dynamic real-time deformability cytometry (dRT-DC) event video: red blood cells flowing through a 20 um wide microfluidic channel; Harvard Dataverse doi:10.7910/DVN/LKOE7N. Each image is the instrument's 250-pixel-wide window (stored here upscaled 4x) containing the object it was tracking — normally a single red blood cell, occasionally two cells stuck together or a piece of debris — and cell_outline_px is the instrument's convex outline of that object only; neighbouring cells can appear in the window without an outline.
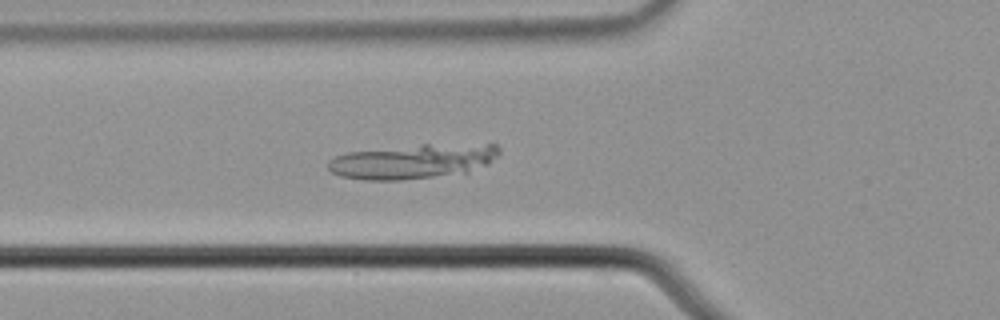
{"species": "common noctule bat (a hibernating species)", "species_latin": "Nyctalus noctula", "temperature_condition": "cold", "stored_images_in_passage": 6, "camera_frame_rate_fps": 3000, "um_per_image_px": 0.085, "animal": {"sex": "male", "body_mass_g": 21.5, "forearm_length_mm": 52.0}, "frame": {"image": 1, "passage_image": 6, "time_ms": 1.667, "image_size_px": [1000, 320], "cell_outline_px": [[500, 152], [488, 164], [468, 172], [400, 180], [364, 180], [340, 176], [332, 172], [328, 168], [328, 160], [336, 156], [348, 152], [420, 144], [496, 144], [500, 148]], "centroid_in_image_um": [35.09, 13.71], "position_along_channel_um": 90.7, "area_um2": 34.33}}